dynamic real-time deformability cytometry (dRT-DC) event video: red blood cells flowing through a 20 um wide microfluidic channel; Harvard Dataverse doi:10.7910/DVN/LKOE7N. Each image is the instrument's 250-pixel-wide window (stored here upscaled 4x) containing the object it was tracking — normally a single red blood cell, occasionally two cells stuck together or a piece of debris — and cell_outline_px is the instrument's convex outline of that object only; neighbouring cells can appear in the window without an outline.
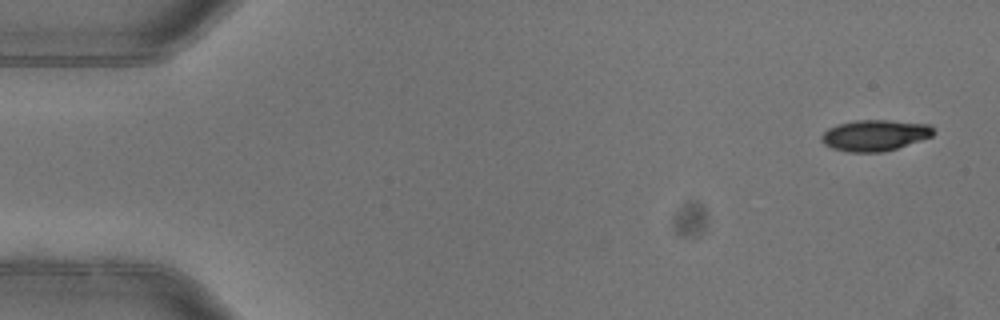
{"species": "common noctule bat (a hibernating species)", "species_latin": "Nyctalus noctula", "temperature_condition": "warm", "stored_images_in_passage": 6, "camera_frame_rate_fps": 3000, "um_per_image_px": 0.085, "animal": {"sex": "female"}, "frame": {"image": 1, "passage_image": 1, "time_ms": 0.0, "image_size_px": [1000, 320], "cell_outline_px": [[936, 132], [932, 136], [884, 152], [848, 152], [832, 148], [824, 144], [820, 140], [820, 136], [828, 128], [836, 124], [856, 120], [888, 120], [928, 124]], "centroid_in_image_um": [74.32, 11.5], "position_along_channel_um": 10.7, "area_um2": 20.29}}
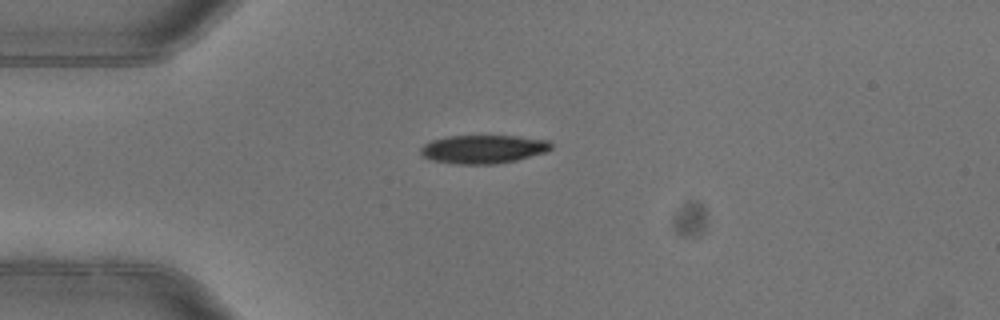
{"frame": {"image": 2, "passage_image": 4, "time_ms": 1.0, "image_size_px": [1000, 320], "cell_outline_px": [[552, 148], [544, 152], [516, 160], [496, 164], [456, 164], [432, 160], [424, 156], [420, 152], [420, 148], [424, 144], [432, 140], [448, 136], [516, 136], [548, 140], [552, 144]], "centroid_in_image_um": [41.06, 12.68], "position_along_channel_um": 43.9, "area_um2": 21.5}}